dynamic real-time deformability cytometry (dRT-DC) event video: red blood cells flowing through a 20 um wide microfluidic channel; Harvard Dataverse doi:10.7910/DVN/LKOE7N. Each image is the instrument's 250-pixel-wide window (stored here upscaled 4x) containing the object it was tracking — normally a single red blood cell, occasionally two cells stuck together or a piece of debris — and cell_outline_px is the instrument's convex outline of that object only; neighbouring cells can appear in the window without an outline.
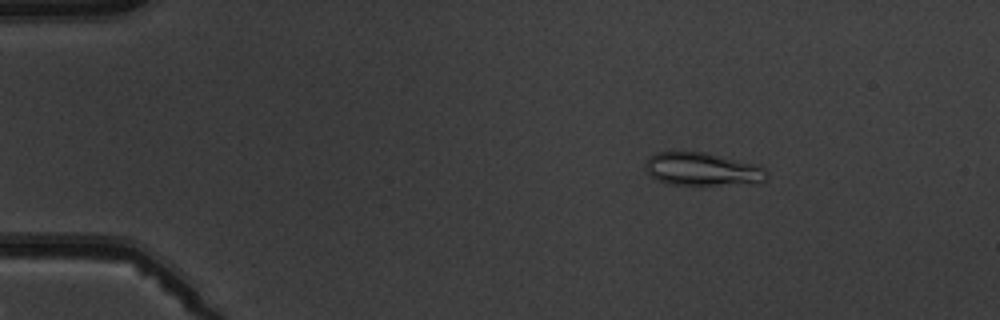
{"species": "common noctule bat (a hibernating species)", "species_latin": "Nyctalus noctula", "temperature_condition": "warm", "stored_images_in_passage": 6, "camera_frame_rate_fps": 3000, "um_per_image_px": 0.085, "animal": {"sex": "male", "body_mass_g": 19.5, "forearm_length_mm": 54.6}, "frame": {"image": 1, "passage_image": 2, "time_ms": 1.333, "image_size_px": [1000, 320], "cell_outline_px": [[768, 180], [760, 184], [700, 188], [668, 184], [656, 180], [644, 168], [644, 164], [656, 152], [704, 152], [752, 164], [764, 168], [768, 172]], "centroid_in_image_um": [59.76, 14.47], "position_along_channel_um": 25.2, "area_um2": 24.51}}
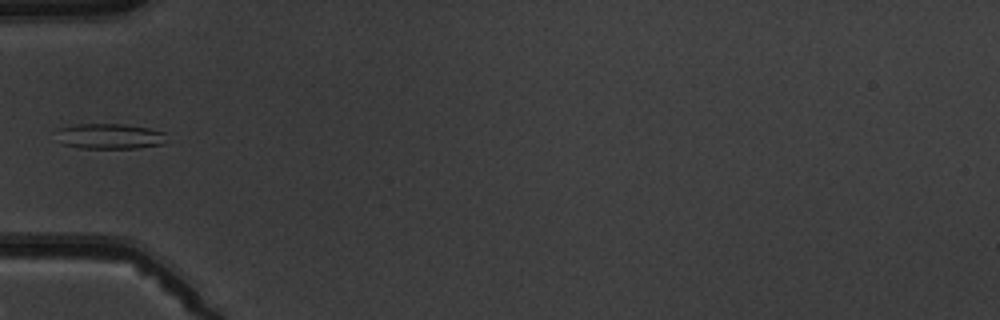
{"frame": {"image": 2, "passage_image": 5, "time_ms": 4.667, "image_size_px": [1000, 320], "cell_outline_px": [[164, 144], [136, 148], [80, 148], [64, 144], [56, 128], [76, 124], [124, 124], [148, 128], [164, 132]], "centroid_in_image_um": [9.34, 11.57], "position_along_channel_um": 75.7, "area_um2": 16.07}}